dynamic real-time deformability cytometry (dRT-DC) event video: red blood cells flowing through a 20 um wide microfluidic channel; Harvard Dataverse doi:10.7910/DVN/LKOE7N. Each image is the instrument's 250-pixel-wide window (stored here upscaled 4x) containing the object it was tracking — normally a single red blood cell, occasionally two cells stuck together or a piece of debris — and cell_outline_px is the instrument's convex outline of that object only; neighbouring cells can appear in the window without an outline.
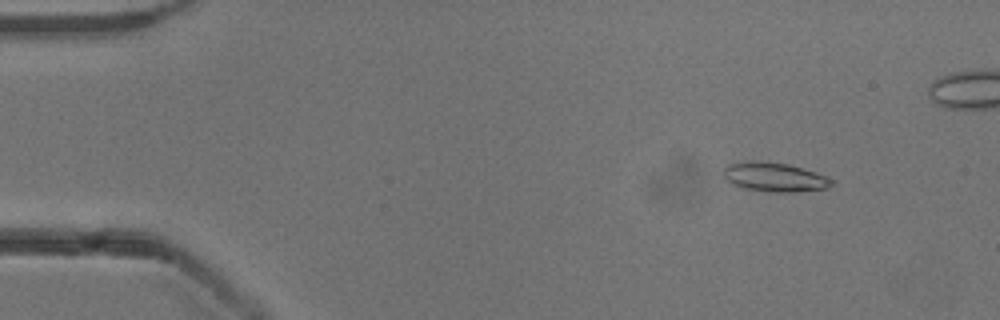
{"species": "common noctule bat (a hibernating species)", "species_latin": "Nyctalus noctula", "temperature_condition": "cold", "stored_images_in_passage": 54, "camera_frame_rate_fps": 3000, "um_per_image_px": 0.085, "animal": {"sex": "male", "body_mass_g": 13.3}, "frame": {"image": 1, "passage_image": 6, "time_ms": 1.667, "image_size_px": [1000, 320], "cell_outline_px": [[832, 184], [828, 188], [796, 192], [764, 192], [744, 188], [732, 184], [724, 176], [724, 168], [728, 164], [748, 160], [756, 160], [788, 164], [824, 176], [832, 180]], "centroid_in_image_um": [65.78, 15.06], "position_along_channel_um": 19.2, "area_um2": 18.26}}
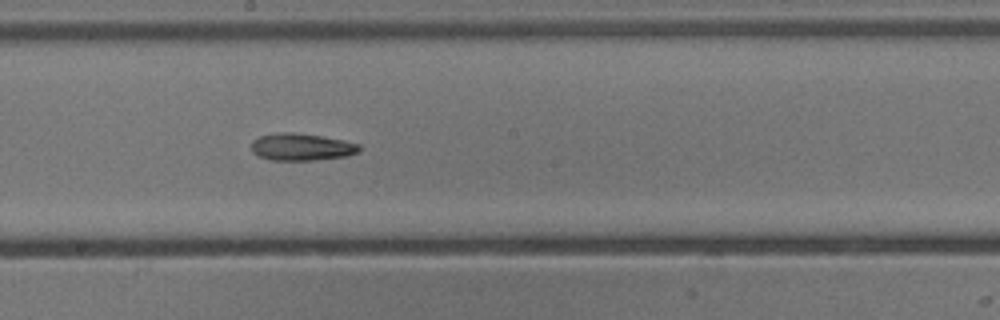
{"frame": {"image": 2, "passage_image": 29, "time_ms": 9.333, "image_size_px": [1000, 320], "cell_outline_px": [[360, 152], [348, 156], [312, 160], [272, 160], [260, 156], [252, 152], [252, 140], [260, 136], [280, 132], [292, 132], [320, 136], [344, 140], [360, 144]], "centroid_in_image_um": [25.65, 12.49], "position_along_channel_um": 222.5, "area_um2": 17.05}}
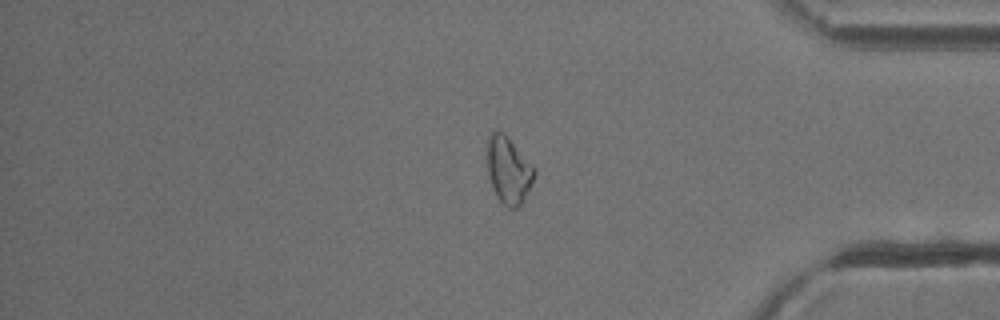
{"frame": {"image": 3, "passage_image": 44, "time_ms": 14.333, "image_size_px": [1000, 320], "cell_outline_px": [[536, 172], [520, 204], [516, 208], [508, 208], [496, 196], [488, 172], [488, 136], [492, 132], [504, 132], [508, 136], [536, 168]], "centroid_in_image_um": [43.23, 14.42], "position_along_channel_um": 392.0, "area_um2": 17.92}, "authors_computed_cell_mechanics": {"area_um2": 17.7157, "velocity_mm_per_s": 3.8832, "shape_relaxation_time_tau1_ms": 10.3395, "shape_relaxation_time_tau2_ms": 8.8148, "deformation_change_tau1": 0.2132, "deformation_change_tau2": 0.2207}}